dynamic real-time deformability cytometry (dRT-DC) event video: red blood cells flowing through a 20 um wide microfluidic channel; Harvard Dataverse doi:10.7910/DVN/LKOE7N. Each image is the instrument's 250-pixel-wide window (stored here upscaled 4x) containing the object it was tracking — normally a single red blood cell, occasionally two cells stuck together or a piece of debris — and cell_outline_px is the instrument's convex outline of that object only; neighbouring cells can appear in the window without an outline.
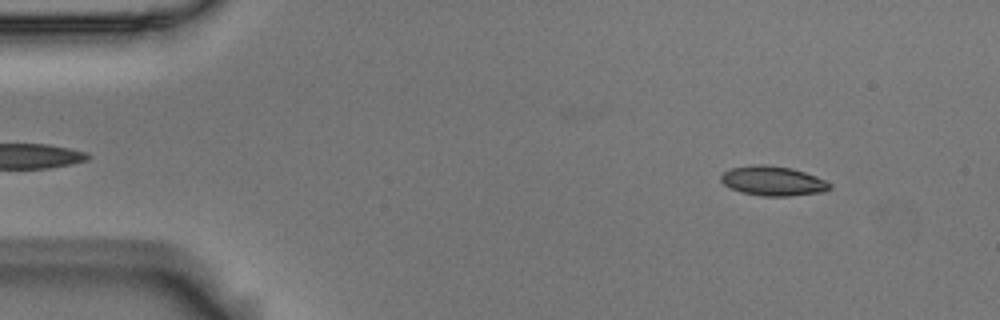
{"species": "Egyptian fruit bat (a non-hibernating species)", "species_latin": "Rousettus aegyptiacus", "temperature_condition": "room temperature", "stored_images_in_passage": 5, "camera_frame_rate_fps": 3000, "um_per_image_px": 0.085, "animal": {"sex": "male"}, "frame": {"image": 1, "passage_image": 1, "time_ms": 0.0, "image_size_px": [1000, 320], "cell_outline_px": [[832, 188], [824, 192], [788, 196], [764, 196], [740, 192], [724, 184], [720, 180], [720, 176], [724, 172], [732, 168], [752, 164], [768, 164], [792, 168], [816, 176], [832, 184]], "centroid_in_image_um": [65.71, 15.37], "position_along_channel_um": 19.3, "area_um2": 18.84}}
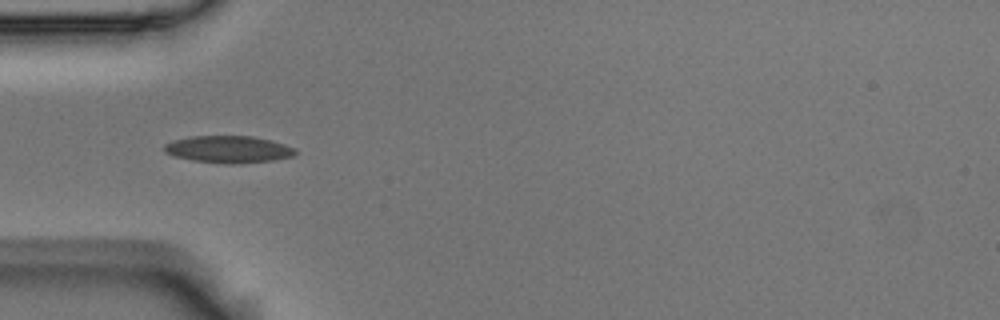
{"frame": {"image": 2, "passage_image": 4, "time_ms": 1.0, "image_size_px": [1000, 320], "cell_outline_px": [[296, 152], [292, 156], [272, 160], [240, 164], [224, 164], [192, 160], [176, 156], [164, 152], [164, 144], [172, 140], [192, 136], [252, 136], [272, 140], [296, 148]], "centroid_in_image_um": [19.42, 12.69], "position_along_channel_um": 65.6, "area_um2": 20.75}}
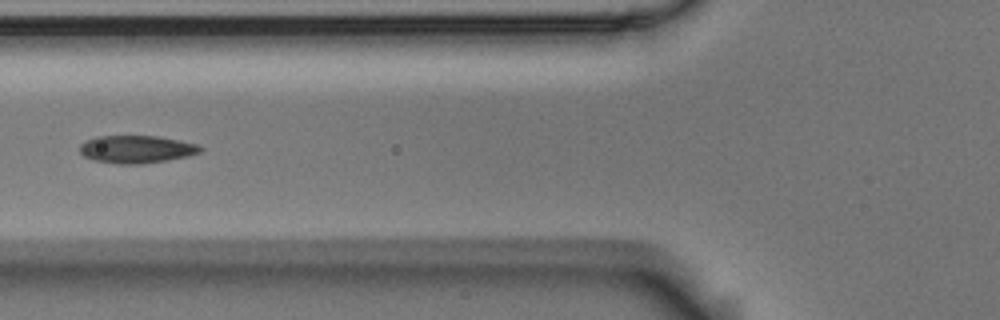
{"frame": {"image": 3, "passage_image": 5, "time_ms": 1.333, "image_size_px": [1000, 320], "cell_outline_px": [[204, 148], [200, 152], [188, 156], [168, 160], [140, 164], [116, 164], [92, 160], [84, 156], [80, 152], [80, 144], [84, 140], [96, 136], [156, 136], [180, 140], [200, 144]], "centroid_in_image_um": [11.6, 12.68], "position_along_channel_um": 114.2, "area_um2": 19.71}}